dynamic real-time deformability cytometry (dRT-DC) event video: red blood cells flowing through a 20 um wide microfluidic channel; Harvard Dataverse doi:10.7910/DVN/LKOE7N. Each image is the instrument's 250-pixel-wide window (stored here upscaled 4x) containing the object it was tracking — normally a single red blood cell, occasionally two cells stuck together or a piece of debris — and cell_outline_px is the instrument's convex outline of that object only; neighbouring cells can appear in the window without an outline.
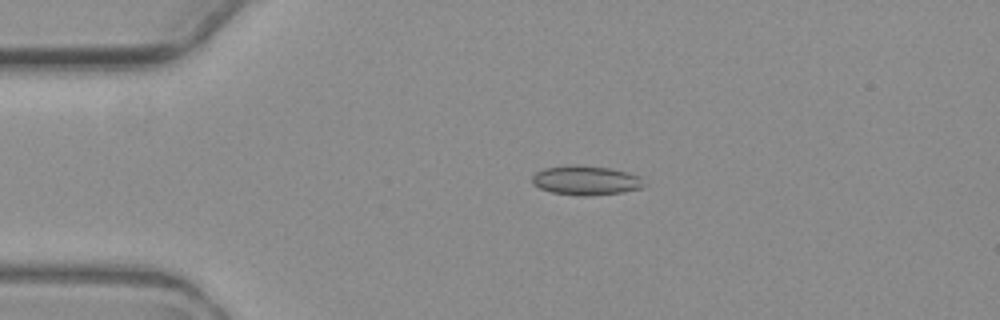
{"species": "common noctule bat (a hibernating species)", "species_latin": "Nyctalus noctula", "temperature_condition": "warm", "stored_images_in_passage": 4, "camera_frame_rate_fps": 3000, "um_per_image_px": 0.085, "animal": {"sex": "female", "body_mass_g": 19.3, "forearm_length_mm": 54.1}, "frame": {"image": 1, "passage_image": 2, "time_ms": 1.333, "image_size_px": [1000, 320], "cell_outline_px": [[644, 184], [640, 188], [620, 192], [588, 196], [580, 196], [552, 192], [540, 188], [532, 184], [532, 176], [536, 172], [544, 168], [572, 164], [576, 164], [612, 168], [628, 172], [640, 176]], "centroid_in_image_um": [49.77, 15.31], "position_along_channel_um": 35.2, "area_um2": 19.19}}